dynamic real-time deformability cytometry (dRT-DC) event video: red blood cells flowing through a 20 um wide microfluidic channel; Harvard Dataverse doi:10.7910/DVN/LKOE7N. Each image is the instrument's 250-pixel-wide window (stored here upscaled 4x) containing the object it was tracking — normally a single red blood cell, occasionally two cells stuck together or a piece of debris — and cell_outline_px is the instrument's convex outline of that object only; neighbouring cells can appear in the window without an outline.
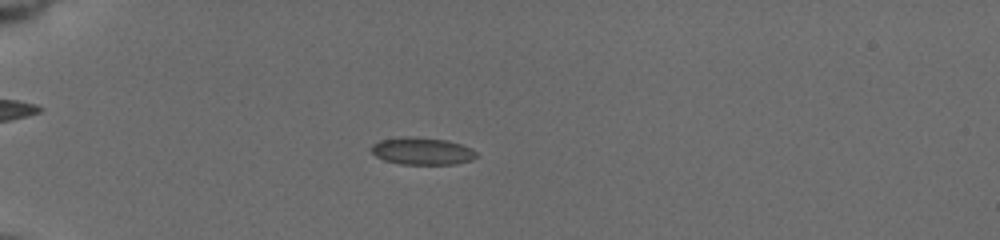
{"species": "common noctule bat (a hibernating species)", "species_latin": "Nyctalus noctula", "temperature_condition": "cold", "stored_images_in_passage": 57, "camera_frame_rate_fps": 3000, "um_per_image_px": 0.085, "animal": {"sex": "female", "body_mass_g": 19.5, "forearm_length_mm": 54.1}, "frame": {"image": 1, "passage_image": 18, "time_ms": 5.667, "image_size_px": [1000, 240], "cell_outline_px": [[476, 156], [472, 160], [456, 164], [400, 164], [384, 160], [376, 156], [372, 152], [372, 144], [380, 140], [404, 136], [408, 136], [444, 140], [460, 144], [472, 148], [476, 152]], "centroid_in_image_um": [35.87, 12.85], "position_along_channel_um": 49.1, "area_um2": 16.59}}
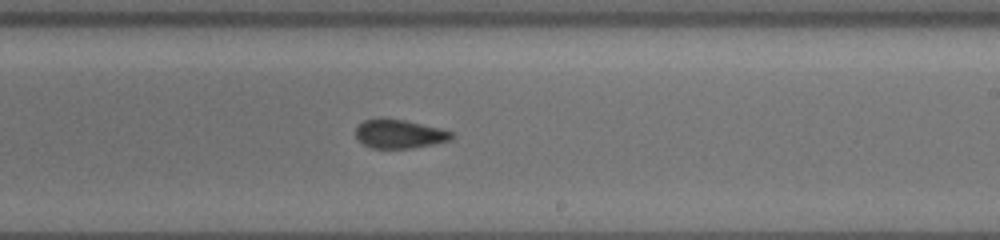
{"frame": {"image": 2, "passage_image": 37, "time_ms": 12.0, "image_size_px": [1000, 240], "cell_outline_px": [[452, 140], [412, 148], [372, 148], [364, 144], [356, 136], [356, 128], [364, 120], [404, 120], [440, 128], [452, 132]], "centroid_in_image_um": [33.98, 11.41], "position_along_channel_um": 255.0, "area_um2": 15.55}}
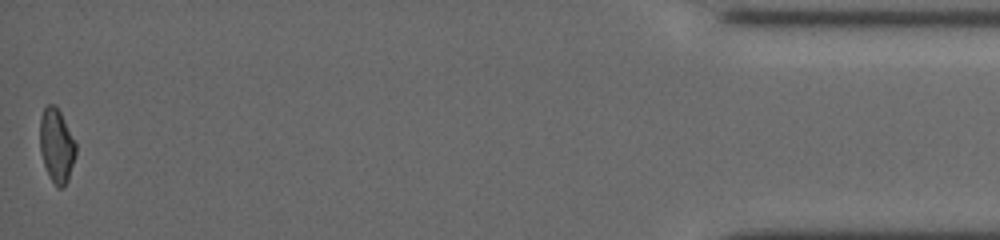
{"frame": {"image": 3, "passage_image": 57, "time_ms": 18.667, "image_size_px": [1000, 240], "cell_outline_px": [[76, 156], [68, 180], [60, 188], [56, 188], [48, 176], [40, 152], [40, 116], [44, 108], [48, 104], [56, 104], [76, 140]], "centroid_in_image_um": [4.82, 12.36], "position_along_channel_um": 430.4, "area_um2": 15.84}, "authors_computed_cell_mechanics": {"area_um2": 16.2418, "velocity_mm_per_s": 3.7735, "shape_relaxation_time_tau1_ms": null, "shape_relaxation_time_tau2_ms": 2.2859, "deformation_change_tau1": null, "deformation_change_tau2": 0.0844}}